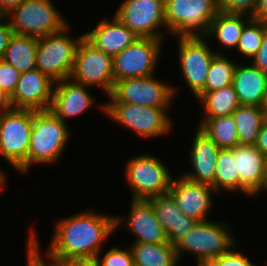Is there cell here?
<instances>
[{"label":"cell","instance_id":"cell-38","mask_svg":"<svg viewBox=\"0 0 267 266\" xmlns=\"http://www.w3.org/2000/svg\"><path fill=\"white\" fill-rule=\"evenodd\" d=\"M12 34L8 17L0 15V60H3L8 40Z\"/></svg>","mask_w":267,"mask_h":266},{"label":"cell","instance_id":"cell-45","mask_svg":"<svg viewBox=\"0 0 267 266\" xmlns=\"http://www.w3.org/2000/svg\"><path fill=\"white\" fill-rule=\"evenodd\" d=\"M5 178H7L6 173L0 169V192L4 189L3 187H5L6 185Z\"/></svg>","mask_w":267,"mask_h":266},{"label":"cell","instance_id":"cell-5","mask_svg":"<svg viewBox=\"0 0 267 266\" xmlns=\"http://www.w3.org/2000/svg\"><path fill=\"white\" fill-rule=\"evenodd\" d=\"M100 107L103 114L108 115L112 121L126 126L142 138H157L172 130L173 121L168 117V108L122 102H107Z\"/></svg>","mask_w":267,"mask_h":266},{"label":"cell","instance_id":"cell-36","mask_svg":"<svg viewBox=\"0 0 267 266\" xmlns=\"http://www.w3.org/2000/svg\"><path fill=\"white\" fill-rule=\"evenodd\" d=\"M233 247L229 252L222 254L203 266H256L250 259Z\"/></svg>","mask_w":267,"mask_h":266},{"label":"cell","instance_id":"cell-24","mask_svg":"<svg viewBox=\"0 0 267 266\" xmlns=\"http://www.w3.org/2000/svg\"><path fill=\"white\" fill-rule=\"evenodd\" d=\"M246 17V18H245ZM252 17L243 14H230L218 11L210 23L208 33L205 35L207 40L216 37L219 44L226 48H237L239 38L244 26Z\"/></svg>","mask_w":267,"mask_h":266},{"label":"cell","instance_id":"cell-17","mask_svg":"<svg viewBox=\"0 0 267 266\" xmlns=\"http://www.w3.org/2000/svg\"><path fill=\"white\" fill-rule=\"evenodd\" d=\"M169 193L182 212L196 222L207 220L213 206L212 194H216L212 186L191 182L182 175L172 180Z\"/></svg>","mask_w":267,"mask_h":266},{"label":"cell","instance_id":"cell-14","mask_svg":"<svg viewBox=\"0 0 267 266\" xmlns=\"http://www.w3.org/2000/svg\"><path fill=\"white\" fill-rule=\"evenodd\" d=\"M178 54L180 71L189 89L196 97L204 88L207 73L214 53L206 37H178Z\"/></svg>","mask_w":267,"mask_h":266},{"label":"cell","instance_id":"cell-20","mask_svg":"<svg viewBox=\"0 0 267 266\" xmlns=\"http://www.w3.org/2000/svg\"><path fill=\"white\" fill-rule=\"evenodd\" d=\"M84 38L95 48L113 57L133 44L139 36L114 15L111 20L105 18L99 21L94 29L84 33Z\"/></svg>","mask_w":267,"mask_h":266},{"label":"cell","instance_id":"cell-40","mask_svg":"<svg viewBox=\"0 0 267 266\" xmlns=\"http://www.w3.org/2000/svg\"><path fill=\"white\" fill-rule=\"evenodd\" d=\"M55 266H100L97 258L49 259Z\"/></svg>","mask_w":267,"mask_h":266},{"label":"cell","instance_id":"cell-32","mask_svg":"<svg viewBox=\"0 0 267 266\" xmlns=\"http://www.w3.org/2000/svg\"><path fill=\"white\" fill-rule=\"evenodd\" d=\"M266 28L267 23L252 18L244 26L237 44V52L252 59L262 44Z\"/></svg>","mask_w":267,"mask_h":266},{"label":"cell","instance_id":"cell-29","mask_svg":"<svg viewBox=\"0 0 267 266\" xmlns=\"http://www.w3.org/2000/svg\"><path fill=\"white\" fill-rule=\"evenodd\" d=\"M232 115L238 132L239 144L255 145L259 130L266 120L261 107L240 105Z\"/></svg>","mask_w":267,"mask_h":266},{"label":"cell","instance_id":"cell-12","mask_svg":"<svg viewBox=\"0 0 267 266\" xmlns=\"http://www.w3.org/2000/svg\"><path fill=\"white\" fill-rule=\"evenodd\" d=\"M163 42L161 39L139 37L133 44L113 56L115 82L125 78L154 75L158 59L162 56Z\"/></svg>","mask_w":267,"mask_h":266},{"label":"cell","instance_id":"cell-41","mask_svg":"<svg viewBox=\"0 0 267 266\" xmlns=\"http://www.w3.org/2000/svg\"><path fill=\"white\" fill-rule=\"evenodd\" d=\"M254 146L267 157V120L262 124Z\"/></svg>","mask_w":267,"mask_h":266},{"label":"cell","instance_id":"cell-13","mask_svg":"<svg viewBox=\"0 0 267 266\" xmlns=\"http://www.w3.org/2000/svg\"><path fill=\"white\" fill-rule=\"evenodd\" d=\"M115 15L141 38L165 39V0H124Z\"/></svg>","mask_w":267,"mask_h":266},{"label":"cell","instance_id":"cell-37","mask_svg":"<svg viewBox=\"0 0 267 266\" xmlns=\"http://www.w3.org/2000/svg\"><path fill=\"white\" fill-rule=\"evenodd\" d=\"M21 73L4 60H0V87L8 95L12 96Z\"/></svg>","mask_w":267,"mask_h":266},{"label":"cell","instance_id":"cell-9","mask_svg":"<svg viewBox=\"0 0 267 266\" xmlns=\"http://www.w3.org/2000/svg\"><path fill=\"white\" fill-rule=\"evenodd\" d=\"M124 169L132 199L148 200L169 192L173 180L163 161L154 155H138L126 161Z\"/></svg>","mask_w":267,"mask_h":266},{"label":"cell","instance_id":"cell-18","mask_svg":"<svg viewBox=\"0 0 267 266\" xmlns=\"http://www.w3.org/2000/svg\"><path fill=\"white\" fill-rule=\"evenodd\" d=\"M87 89L89 90L88 86L70 78L56 82L49 110L65 123L67 119L82 115L95 100Z\"/></svg>","mask_w":267,"mask_h":266},{"label":"cell","instance_id":"cell-26","mask_svg":"<svg viewBox=\"0 0 267 266\" xmlns=\"http://www.w3.org/2000/svg\"><path fill=\"white\" fill-rule=\"evenodd\" d=\"M134 266H178L179 259L173 244L133 243Z\"/></svg>","mask_w":267,"mask_h":266},{"label":"cell","instance_id":"cell-6","mask_svg":"<svg viewBox=\"0 0 267 266\" xmlns=\"http://www.w3.org/2000/svg\"><path fill=\"white\" fill-rule=\"evenodd\" d=\"M33 110L13 108L0 115V155L19 173L27 172Z\"/></svg>","mask_w":267,"mask_h":266},{"label":"cell","instance_id":"cell-3","mask_svg":"<svg viewBox=\"0 0 267 266\" xmlns=\"http://www.w3.org/2000/svg\"><path fill=\"white\" fill-rule=\"evenodd\" d=\"M68 124L50 110H33V127L27 153V172L33 164H51L64 152L70 137Z\"/></svg>","mask_w":267,"mask_h":266},{"label":"cell","instance_id":"cell-15","mask_svg":"<svg viewBox=\"0 0 267 266\" xmlns=\"http://www.w3.org/2000/svg\"><path fill=\"white\" fill-rule=\"evenodd\" d=\"M55 82L39 69L23 72L11 96L13 108L49 110Z\"/></svg>","mask_w":267,"mask_h":266},{"label":"cell","instance_id":"cell-25","mask_svg":"<svg viewBox=\"0 0 267 266\" xmlns=\"http://www.w3.org/2000/svg\"><path fill=\"white\" fill-rule=\"evenodd\" d=\"M39 38L12 34L8 40L3 60L20 73L36 69V51Z\"/></svg>","mask_w":267,"mask_h":266},{"label":"cell","instance_id":"cell-11","mask_svg":"<svg viewBox=\"0 0 267 266\" xmlns=\"http://www.w3.org/2000/svg\"><path fill=\"white\" fill-rule=\"evenodd\" d=\"M69 78L89 88L98 86L108 97L115 83L112 56L95 48L83 37Z\"/></svg>","mask_w":267,"mask_h":266},{"label":"cell","instance_id":"cell-19","mask_svg":"<svg viewBox=\"0 0 267 266\" xmlns=\"http://www.w3.org/2000/svg\"><path fill=\"white\" fill-rule=\"evenodd\" d=\"M129 217L125 220L127 230L133 233L134 243L161 244L169 243L163 225L157 219L149 200L131 199Z\"/></svg>","mask_w":267,"mask_h":266},{"label":"cell","instance_id":"cell-27","mask_svg":"<svg viewBox=\"0 0 267 266\" xmlns=\"http://www.w3.org/2000/svg\"><path fill=\"white\" fill-rule=\"evenodd\" d=\"M196 98L201 102L200 105L204 107V117L232 115L241 105L232 84L218 90L200 92Z\"/></svg>","mask_w":267,"mask_h":266},{"label":"cell","instance_id":"cell-39","mask_svg":"<svg viewBox=\"0 0 267 266\" xmlns=\"http://www.w3.org/2000/svg\"><path fill=\"white\" fill-rule=\"evenodd\" d=\"M251 61L254 66L259 68L262 72L267 73V28L264 33L262 44Z\"/></svg>","mask_w":267,"mask_h":266},{"label":"cell","instance_id":"cell-10","mask_svg":"<svg viewBox=\"0 0 267 266\" xmlns=\"http://www.w3.org/2000/svg\"><path fill=\"white\" fill-rule=\"evenodd\" d=\"M177 87L157 80L154 75L118 80L108 102H122L147 107L169 108Z\"/></svg>","mask_w":267,"mask_h":266},{"label":"cell","instance_id":"cell-43","mask_svg":"<svg viewBox=\"0 0 267 266\" xmlns=\"http://www.w3.org/2000/svg\"><path fill=\"white\" fill-rule=\"evenodd\" d=\"M11 109H13L11 96L8 95L5 91H3L0 87V115Z\"/></svg>","mask_w":267,"mask_h":266},{"label":"cell","instance_id":"cell-2","mask_svg":"<svg viewBox=\"0 0 267 266\" xmlns=\"http://www.w3.org/2000/svg\"><path fill=\"white\" fill-rule=\"evenodd\" d=\"M227 222L211 220L196 222L192 228L174 245L179 261L185 252L194 254L197 265L203 266L206 262L229 252L237 244L232 233L228 230Z\"/></svg>","mask_w":267,"mask_h":266},{"label":"cell","instance_id":"cell-7","mask_svg":"<svg viewBox=\"0 0 267 266\" xmlns=\"http://www.w3.org/2000/svg\"><path fill=\"white\" fill-rule=\"evenodd\" d=\"M67 25L63 30L41 37L36 51V68L55 83L70 77L76 51L84 34L73 39Z\"/></svg>","mask_w":267,"mask_h":266},{"label":"cell","instance_id":"cell-46","mask_svg":"<svg viewBox=\"0 0 267 266\" xmlns=\"http://www.w3.org/2000/svg\"><path fill=\"white\" fill-rule=\"evenodd\" d=\"M260 107L261 110L264 112L265 116H267V90L265 91L263 102Z\"/></svg>","mask_w":267,"mask_h":266},{"label":"cell","instance_id":"cell-21","mask_svg":"<svg viewBox=\"0 0 267 266\" xmlns=\"http://www.w3.org/2000/svg\"><path fill=\"white\" fill-rule=\"evenodd\" d=\"M195 132L190 152L193 172H186L182 176L194 183L210 185L214 189L216 160L220 148L199 128Z\"/></svg>","mask_w":267,"mask_h":266},{"label":"cell","instance_id":"cell-33","mask_svg":"<svg viewBox=\"0 0 267 266\" xmlns=\"http://www.w3.org/2000/svg\"><path fill=\"white\" fill-rule=\"evenodd\" d=\"M100 255L99 253L96 257L100 266H134L131 248L127 251L113 246L105 255Z\"/></svg>","mask_w":267,"mask_h":266},{"label":"cell","instance_id":"cell-1","mask_svg":"<svg viewBox=\"0 0 267 266\" xmlns=\"http://www.w3.org/2000/svg\"><path fill=\"white\" fill-rule=\"evenodd\" d=\"M122 217L96 213L91 209L56 222L47 248L49 259L94 258L102 245L121 225Z\"/></svg>","mask_w":267,"mask_h":266},{"label":"cell","instance_id":"cell-23","mask_svg":"<svg viewBox=\"0 0 267 266\" xmlns=\"http://www.w3.org/2000/svg\"><path fill=\"white\" fill-rule=\"evenodd\" d=\"M232 85L241 105L260 107L267 90V73L262 72L252 63L245 66L237 64Z\"/></svg>","mask_w":267,"mask_h":266},{"label":"cell","instance_id":"cell-34","mask_svg":"<svg viewBox=\"0 0 267 266\" xmlns=\"http://www.w3.org/2000/svg\"><path fill=\"white\" fill-rule=\"evenodd\" d=\"M259 0H218V9L224 13L243 14L253 18Z\"/></svg>","mask_w":267,"mask_h":266},{"label":"cell","instance_id":"cell-31","mask_svg":"<svg viewBox=\"0 0 267 266\" xmlns=\"http://www.w3.org/2000/svg\"><path fill=\"white\" fill-rule=\"evenodd\" d=\"M237 63L222 54H216L207 73L205 88L201 92H210L232 84Z\"/></svg>","mask_w":267,"mask_h":266},{"label":"cell","instance_id":"cell-8","mask_svg":"<svg viewBox=\"0 0 267 266\" xmlns=\"http://www.w3.org/2000/svg\"><path fill=\"white\" fill-rule=\"evenodd\" d=\"M6 16L14 34L37 38L59 32L69 24L51 0H22Z\"/></svg>","mask_w":267,"mask_h":266},{"label":"cell","instance_id":"cell-44","mask_svg":"<svg viewBox=\"0 0 267 266\" xmlns=\"http://www.w3.org/2000/svg\"><path fill=\"white\" fill-rule=\"evenodd\" d=\"M22 0H0V15L6 16L11 12Z\"/></svg>","mask_w":267,"mask_h":266},{"label":"cell","instance_id":"cell-22","mask_svg":"<svg viewBox=\"0 0 267 266\" xmlns=\"http://www.w3.org/2000/svg\"><path fill=\"white\" fill-rule=\"evenodd\" d=\"M148 200L154 208L157 219L163 225L170 244L175 245L196 223L182 212L169 192Z\"/></svg>","mask_w":267,"mask_h":266},{"label":"cell","instance_id":"cell-28","mask_svg":"<svg viewBox=\"0 0 267 266\" xmlns=\"http://www.w3.org/2000/svg\"><path fill=\"white\" fill-rule=\"evenodd\" d=\"M198 128L214 141L220 149H233L239 144L233 115L202 117Z\"/></svg>","mask_w":267,"mask_h":266},{"label":"cell","instance_id":"cell-35","mask_svg":"<svg viewBox=\"0 0 267 266\" xmlns=\"http://www.w3.org/2000/svg\"><path fill=\"white\" fill-rule=\"evenodd\" d=\"M35 229L30 230V234L28 237V242H27V265L26 266H55V264L48 260V262L45 261V258L43 255H41V247L39 242V238L37 235V232L34 231ZM44 258V259H43Z\"/></svg>","mask_w":267,"mask_h":266},{"label":"cell","instance_id":"cell-4","mask_svg":"<svg viewBox=\"0 0 267 266\" xmlns=\"http://www.w3.org/2000/svg\"><path fill=\"white\" fill-rule=\"evenodd\" d=\"M218 11V0H165L166 31L177 38L205 37Z\"/></svg>","mask_w":267,"mask_h":266},{"label":"cell","instance_id":"cell-30","mask_svg":"<svg viewBox=\"0 0 267 266\" xmlns=\"http://www.w3.org/2000/svg\"><path fill=\"white\" fill-rule=\"evenodd\" d=\"M241 192V183L238 172H236V160H234L233 149H220L214 177V191Z\"/></svg>","mask_w":267,"mask_h":266},{"label":"cell","instance_id":"cell-16","mask_svg":"<svg viewBox=\"0 0 267 266\" xmlns=\"http://www.w3.org/2000/svg\"><path fill=\"white\" fill-rule=\"evenodd\" d=\"M241 193L255 196L267 191V157L254 145L238 144L233 148Z\"/></svg>","mask_w":267,"mask_h":266},{"label":"cell","instance_id":"cell-42","mask_svg":"<svg viewBox=\"0 0 267 266\" xmlns=\"http://www.w3.org/2000/svg\"><path fill=\"white\" fill-rule=\"evenodd\" d=\"M253 19L267 23V0H259Z\"/></svg>","mask_w":267,"mask_h":266}]
</instances>
